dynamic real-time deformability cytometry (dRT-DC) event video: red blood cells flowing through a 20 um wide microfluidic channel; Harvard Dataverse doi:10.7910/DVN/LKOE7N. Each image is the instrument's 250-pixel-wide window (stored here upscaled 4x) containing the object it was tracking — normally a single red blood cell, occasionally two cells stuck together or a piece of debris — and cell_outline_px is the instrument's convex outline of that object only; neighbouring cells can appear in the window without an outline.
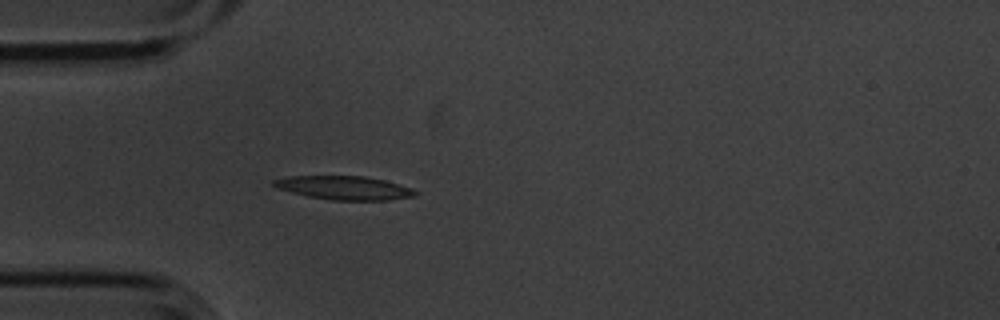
{"species": "common noctule bat (a hibernating species)", "species_latin": "Nyctalus noctula", "temperature_condition": "cold", "stored_images_in_passage": 1, "camera_frame_rate_fps": 3000, "um_per_image_px": 0.085, "animal": {"sex": "male", "body_mass_g": 20.1, "forearm_length_mm": 53.5}, "frame": {"image": 1, "passage_image": 1, "time_ms": 0.0, "image_size_px": [1000, 320], "cell_outline_px": [[420, 192], [412, 196], [388, 200], [332, 200], [308, 196], [276, 188], [272, 184], [272, 180], [288, 176], [364, 176], [384, 180]], "centroid_in_image_um": [29.2, 15.96], "position_along_channel_um": 55.8, "area_um2": 19.25}}